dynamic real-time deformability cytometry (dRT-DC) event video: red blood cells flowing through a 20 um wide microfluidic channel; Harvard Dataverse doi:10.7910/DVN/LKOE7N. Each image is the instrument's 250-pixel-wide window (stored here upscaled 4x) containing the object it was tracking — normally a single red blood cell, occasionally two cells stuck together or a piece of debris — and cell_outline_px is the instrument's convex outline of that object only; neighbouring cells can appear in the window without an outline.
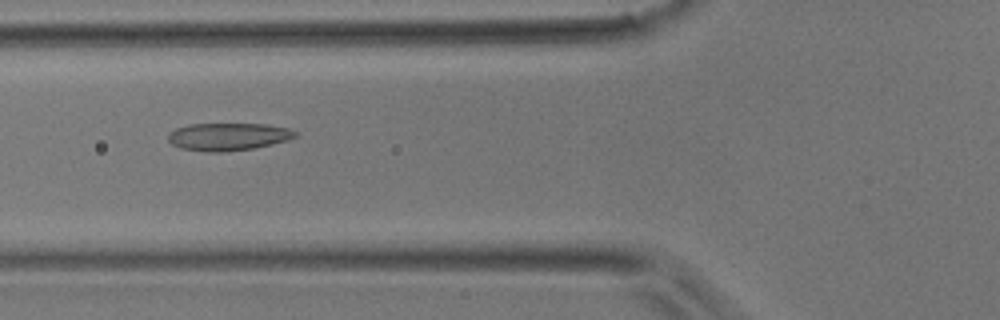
{"species": "common noctule bat (a hibernating species)", "species_latin": "Nyctalus noctula", "temperature_condition": "room temperature", "stored_images_in_passage": 44, "camera_frame_rate_fps": 3000, "um_per_image_px": 0.085, "animal": {"sex": "male", "body_mass_g": 17.9}, "frame": {"image": 1, "passage_image": 16, "time_ms": 5.0, "image_size_px": [1000, 320], "cell_outline_px": [[296, 136], [288, 140], [256, 148], [224, 152], [208, 152], [180, 148], [172, 144], [168, 140], [168, 132], [176, 128], [188, 124], [264, 124], [292, 128], [296, 132]], "centroid_in_image_um": [19.39, 11.62], "position_along_channel_um": 106.4, "area_um2": 20.63}}
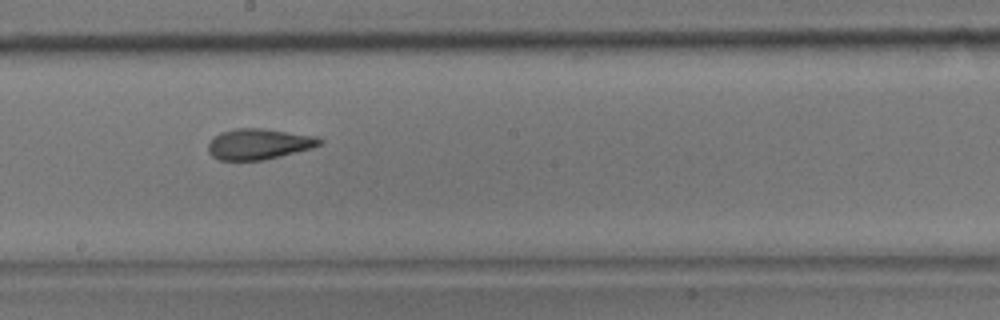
{"frame": {"image": 2, "passage_image": 24, "time_ms": 7.667, "image_size_px": [1000, 320], "cell_outline_px": [[324, 140], [320, 144], [312, 148], [264, 160], [220, 160], [212, 156], [208, 152], [208, 144], [220, 132], [236, 128], [260, 128], [316, 136]], "centroid_in_image_um": [22.0, 12.24], "position_along_channel_um": 226.2, "area_um2": 19.83}}
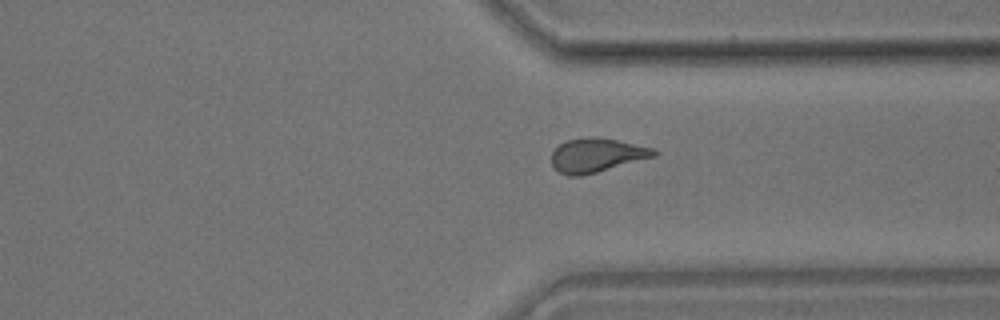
{"frame": {"image": 3, "passage_image": 33, "time_ms": 10.667, "image_size_px": [1000, 320], "cell_outline_px": [[660, 152], [656, 156], [596, 172], [580, 176], [568, 176], [560, 172], [552, 164], [552, 152], [560, 144], [568, 140], [588, 136], [596, 136], [656, 148]], "centroid_in_image_um": [50.75, 13.18], "position_along_channel_um": 360.6, "area_um2": 20.23}}